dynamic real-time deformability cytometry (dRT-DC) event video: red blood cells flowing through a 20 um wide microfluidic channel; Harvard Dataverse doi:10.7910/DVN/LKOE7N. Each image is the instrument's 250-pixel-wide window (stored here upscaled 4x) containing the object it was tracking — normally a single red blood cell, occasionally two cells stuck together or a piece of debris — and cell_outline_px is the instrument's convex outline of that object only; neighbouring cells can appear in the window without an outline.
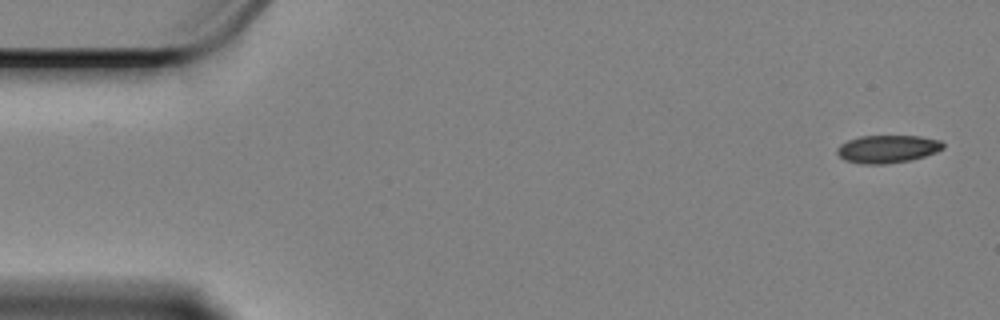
{"species": "Egyptian fruit bat (a non-hibernating species)", "species_latin": "Rousettus aegyptiacus", "temperature_condition": "cold", "stored_images_in_passage": 57, "camera_frame_rate_fps": 3000, "um_per_image_px": 0.085, "animal": {"sex": "female"}, "frame": {"image": 1, "passage_image": 1, "time_ms": 0.0, "image_size_px": [1000, 320], "cell_outline_px": [[944, 148], [936, 152], [912, 160], [884, 164], [860, 164], [844, 160], [836, 152], [836, 148], [840, 144], [848, 140], [860, 136], [920, 136], [940, 140], [944, 144]], "centroid_in_image_um": [75.42, 12.66], "position_along_channel_um": 9.6, "area_um2": 17.28}}
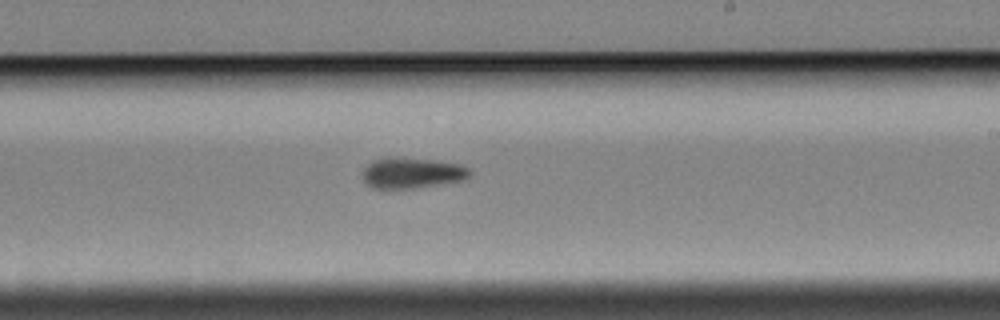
{"frame": {"image": 2, "passage_image": 33, "time_ms": 10.667, "image_size_px": [1000, 320], "cell_outline_px": [[472, 172], [464, 180], [440, 184], [412, 188], [372, 188], [364, 180], [364, 168], [372, 160], [388, 156], [396, 156], [432, 160], [460, 164], [468, 168]], "centroid_in_image_um": [35.01, 14.68], "position_along_channel_um": 254.0, "area_um2": 19.19}}
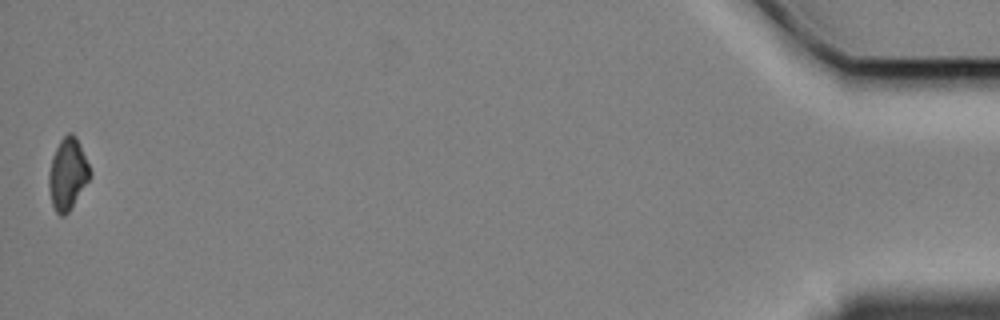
{"frame": {"image": 3, "passage_image": 57, "time_ms": 18.667, "image_size_px": [1000, 320], "cell_outline_px": [[92, 172], [88, 180], [68, 212], [64, 216], [60, 216], [56, 212], [52, 204], [48, 188], [48, 172], [52, 156], [60, 140], [68, 132], [72, 132], [76, 136], [80, 144]], "centroid_in_image_um": [5.73, 14.76], "position_along_channel_um": 429.5, "area_um2": 17.11}, "authors_computed_cell_mechanics": {"area_um2": 18.6116, "velocity_mm_per_s": 3.3886, "shape_relaxation_time_tau1_ms": null, "shape_relaxation_time_tau2_ms": 9.5366, "deformation_change_tau1": null, "deformation_change_tau2": 0.126}}